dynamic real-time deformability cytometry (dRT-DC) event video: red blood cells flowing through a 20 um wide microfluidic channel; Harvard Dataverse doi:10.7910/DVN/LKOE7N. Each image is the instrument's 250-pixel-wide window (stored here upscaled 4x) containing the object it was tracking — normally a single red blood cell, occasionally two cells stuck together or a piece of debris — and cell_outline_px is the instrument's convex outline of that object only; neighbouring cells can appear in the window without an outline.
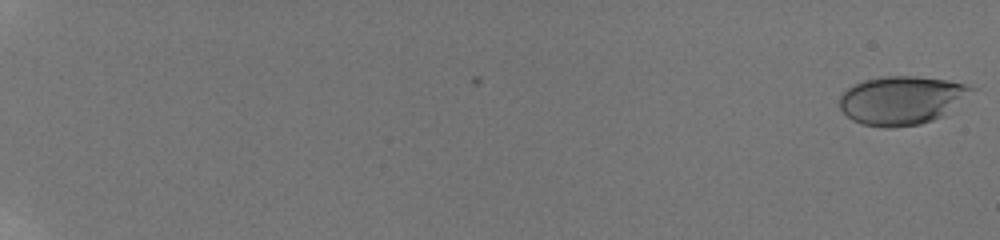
{"species": "human", "species_latin": "Homo sapiens", "temperature_condition": "room temperature", "stored_images_in_passage": 30, "camera_frame_rate_fps": 3000, "um_per_image_px": 0.085, "donor": {"sex": "male"}, "frame": {"image": 1, "passage_image": 1, "time_ms": 0.0, "image_size_px": [1000, 240], "cell_outline_px": [[976, 88], [944, 116], [920, 124], [892, 128], [880, 128], [860, 124], [852, 120], [840, 108], [840, 96], [848, 88], [864, 80], [888, 76], [916, 76], [948, 80], [964, 84]], "centroid_in_image_um": [76.63, 8.54], "position_along_channel_um": 8.4, "area_um2": 37.22}}
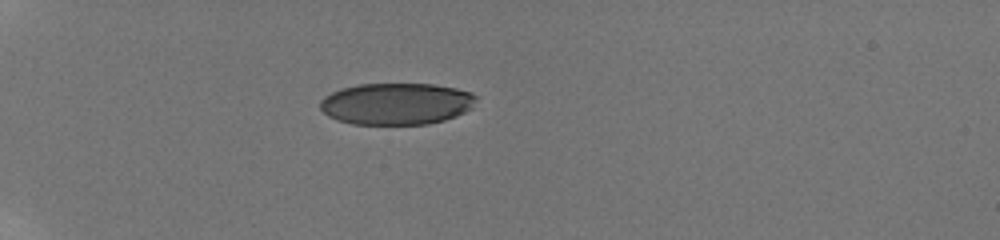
{"frame": {"image": 2, "passage_image": 20, "time_ms": 6.667, "image_size_px": [1000, 240], "cell_outline_px": [[476, 100], [472, 108], [456, 116], [444, 120], [428, 124], [352, 124], [336, 120], [328, 116], [320, 108], [320, 100], [324, 96], [340, 88], [360, 84], [432, 84], [456, 88], [472, 92], [476, 96]], "centroid_in_image_um": [33.69, 8.82], "position_along_channel_um": 51.3, "area_um2": 38.15}}